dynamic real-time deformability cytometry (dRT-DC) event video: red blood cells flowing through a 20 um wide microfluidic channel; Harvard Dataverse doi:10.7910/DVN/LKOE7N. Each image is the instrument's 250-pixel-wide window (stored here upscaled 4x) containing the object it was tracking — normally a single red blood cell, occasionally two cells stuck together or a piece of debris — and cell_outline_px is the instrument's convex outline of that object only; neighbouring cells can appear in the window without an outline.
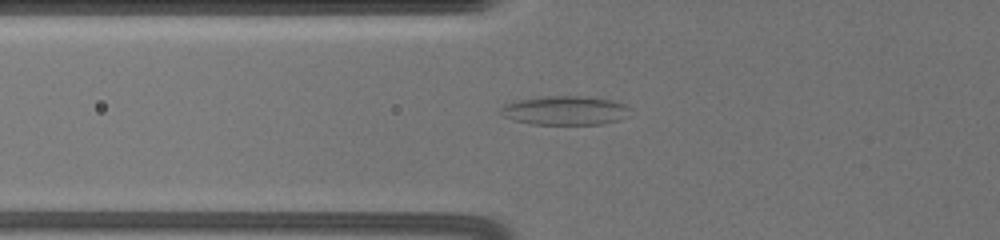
{"species": "common noctule bat (a hibernating species)", "species_latin": "Nyctalus noctula", "temperature_condition": "warm", "stored_images_in_passage": 11, "camera_frame_rate_fps": 3000, "um_per_image_px": 0.085, "animal": {"sex": "female", "body_mass_g": 19.5, "forearm_length_mm": 54.1}, "frame": {"image": 1, "passage_image": 10, "time_ms": 3.0, "image_size_px": [1000, 240], "cell_outline_px": [[628, 116], [620, 120], [600, 124], [532, 124], [500, 116], [500, 108], [504, 104], [520, 100], [548, 96], [576, 96], [608, 100], [624, 104], [628, 108]], "centroid_in_image_um": [47.99, 9.4], "position_along_channel_um": 77.8, "area_um2": 21.5}}